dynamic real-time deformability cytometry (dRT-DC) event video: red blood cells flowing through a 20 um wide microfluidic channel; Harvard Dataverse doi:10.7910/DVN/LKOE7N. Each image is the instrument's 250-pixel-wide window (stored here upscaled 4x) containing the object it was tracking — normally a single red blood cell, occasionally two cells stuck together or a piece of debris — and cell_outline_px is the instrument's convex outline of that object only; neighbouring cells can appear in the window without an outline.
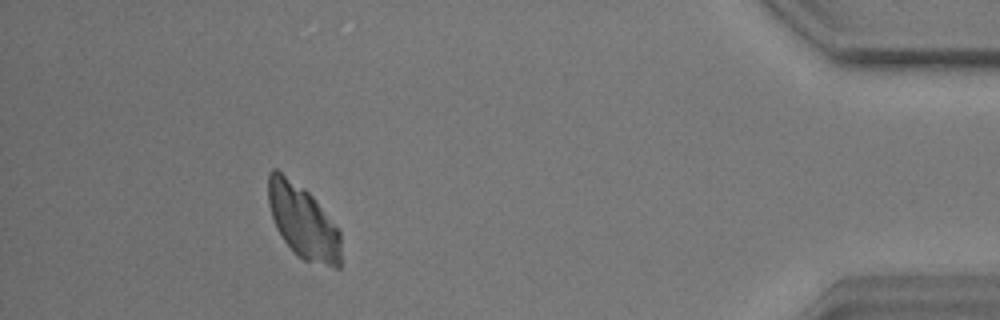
{"species": "common noctule bat (a hibernating species)", "species_latin": "Nyctalus noctula", "temperature_condition": "warm", "stored_images_in_passage": 41, "camera_frame_rate_fps": 3000, "um_per_image_px": 0.085, "animal": {"sex": "male", "body_mass_g": 17.9}, "frame": {"image": 1, "passage_image": 36, "time_ms": 11.667, "image_size_px": [1000, 320], "cell_outline_px": [[340, 268], [332, 268], [304, 260], [296, 256], [292, 252], [276, 228], [268, 204], [268, 172], [272, 168], [276, 168], [304, 188], [312, 196], [340, 232]], "centroid_in_image_um": [25.73, 18.85], "position_along_channel_um": 409.5, "area_um2": 31.21}}